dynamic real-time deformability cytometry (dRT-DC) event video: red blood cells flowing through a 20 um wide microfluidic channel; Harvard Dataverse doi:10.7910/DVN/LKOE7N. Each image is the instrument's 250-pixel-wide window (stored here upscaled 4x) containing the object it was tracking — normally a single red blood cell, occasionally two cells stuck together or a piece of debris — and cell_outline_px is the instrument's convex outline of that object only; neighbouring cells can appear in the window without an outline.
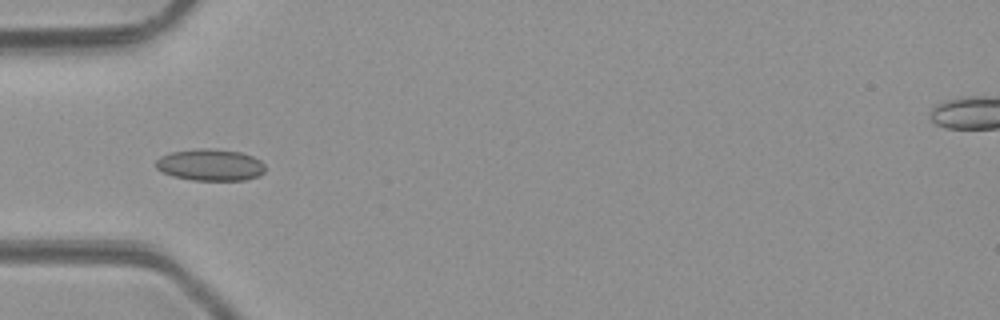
{"species": "common noctule bat (a hibernating species)", "species_latin": "Nyctalus noctula", "temperature_condition": "room temperature", "stored_images_in_passage": 5, "camera_frame_rate_fps": 3000, "um_per_image_px": 0.085, "animal": {"sex": "male", "body_mass_g": 23.1, "forearm_length_mm": 52.7}, "frame": {"image": 1, "passage_image": 5, "time_ms": 5.333, "image_size_px": [1000, 320], "cell_outline_px": [[264, 172], [260, 176], [244, 180], [192, 180], [172, 176], [160, 172], [156, 168], [156, 160], [160, 156], [172, 152], [196, 148], [212, 148], [240, 152], [252, 156], [260, 160], [264, 164]], "centroid_in_image_um": [17.86, 14.01], "position_along_channel_um": 67.1, "area_um2": 20.4}}